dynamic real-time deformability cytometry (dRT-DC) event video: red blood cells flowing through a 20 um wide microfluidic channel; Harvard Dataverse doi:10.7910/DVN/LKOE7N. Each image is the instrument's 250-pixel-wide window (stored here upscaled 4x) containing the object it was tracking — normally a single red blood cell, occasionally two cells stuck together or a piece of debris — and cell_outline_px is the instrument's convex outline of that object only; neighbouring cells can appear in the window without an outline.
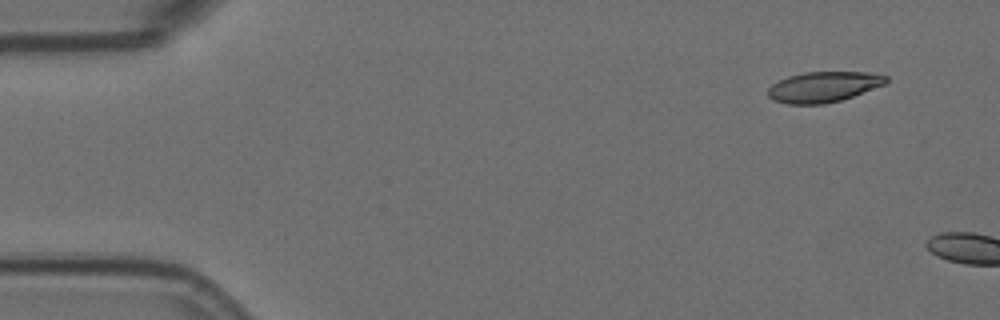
{"species": "Egyptian fruit bat (a non-hibernating species)", "species_latin": "Rousettus aegyptiacus", "temperature_condition": "room temperature", "stored_images_in_passage": 3, "camera_frame_rate_fps": 3000, "um_per_image_px": 0.085, "animal": {"sex": "female"}, "frame": {"image": 1, "passage_image": 1, "time_ms": 0.0, "image_size_px": [1000, 320], "cell_outline_px": [[888, 80], [884, 84], [852, 96], [840, 100], [824, 104], [788, 104], [772, 100], [768, 96], [768, 88], [772, 84], [788, 76], [804, 72], [868, 72], [888, 76]], "centroid_in_image_um": [69.97, 7.38], "position_along_channel_um": 15.0, "area_um2": 20.87}}